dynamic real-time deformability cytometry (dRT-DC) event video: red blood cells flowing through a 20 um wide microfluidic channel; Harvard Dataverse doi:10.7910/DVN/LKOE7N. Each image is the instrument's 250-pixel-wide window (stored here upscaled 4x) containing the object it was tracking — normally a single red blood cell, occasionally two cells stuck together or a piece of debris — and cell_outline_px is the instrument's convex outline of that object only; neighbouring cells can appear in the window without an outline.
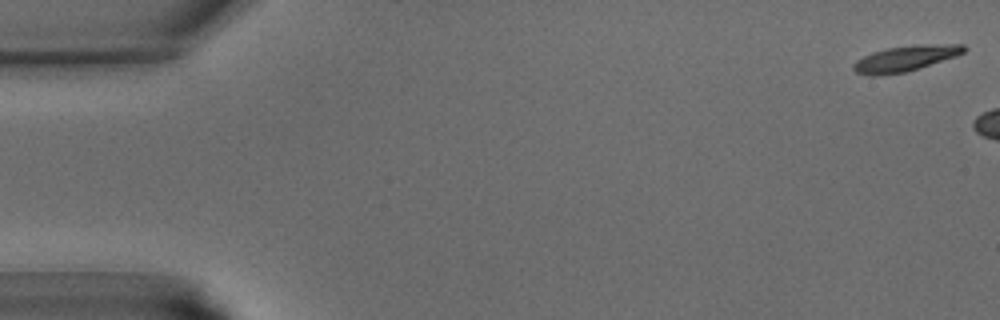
{"species": "common noctule bat (a hibernating species)", "species_latin": "Nyctalus noctula", "temperature_condition": "warm", "stored_images_in_passage": 7, "camera_frame_rate_fps": 3000, "um_per_image_px": 0.085, "animal": {"sex": "male", "body_mass_g": 15.6}, "frame": {"image": 1, "passage_image": 1, "time_ms": 0.0, "image_size_px": [1000, 320], "cell_outline_px": [[968, 48], [964, 52], [956, 56], [904, 72], [880, 76], [868, 76], [856, 72], [852, 68], [852, 64], [856, 60], [872, 52], [888, 48], [924, 44], [964, 44]], "centroid_in_image_um": [76.93, 4.97], "position_along_channel_um": 8.1, "area_um2": 16.42}}